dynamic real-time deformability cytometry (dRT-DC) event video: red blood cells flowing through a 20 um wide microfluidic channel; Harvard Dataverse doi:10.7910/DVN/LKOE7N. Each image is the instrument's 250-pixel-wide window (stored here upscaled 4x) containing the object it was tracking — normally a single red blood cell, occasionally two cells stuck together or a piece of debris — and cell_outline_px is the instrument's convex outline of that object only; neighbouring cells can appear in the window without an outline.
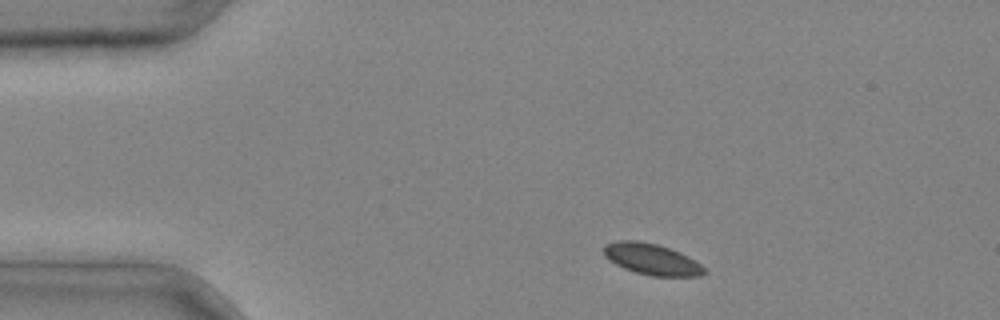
{"species": "common noctule bat (a hibernating species)", "species_latin": "Nyctalus noctula", "temperature_condition": "cold", "stored_images_in_passage": 2, "camera_frame_rate_fps": 3000, "um_per_image_px": 0.085, "animal": {"sex": "male", "body_mass_g": 20.4}, "frame": {"image": 1, "passage_image": 1, "time_ms": 0.0, "image_size_px": [1000, 320], "cell_outline_px": [[708, 272], [700, 276], [652, 276], [636, 272], [624, 268], [608, 260], [604, 256], [604, 244], [616, 240], [636, 240], [656, 244], [680, 252], [688, 256], [700, 264]], "centroid_in_image_um": [55.38, 22.03], "position_along_channel_um": 29.6, "area_um2": 18.26}}